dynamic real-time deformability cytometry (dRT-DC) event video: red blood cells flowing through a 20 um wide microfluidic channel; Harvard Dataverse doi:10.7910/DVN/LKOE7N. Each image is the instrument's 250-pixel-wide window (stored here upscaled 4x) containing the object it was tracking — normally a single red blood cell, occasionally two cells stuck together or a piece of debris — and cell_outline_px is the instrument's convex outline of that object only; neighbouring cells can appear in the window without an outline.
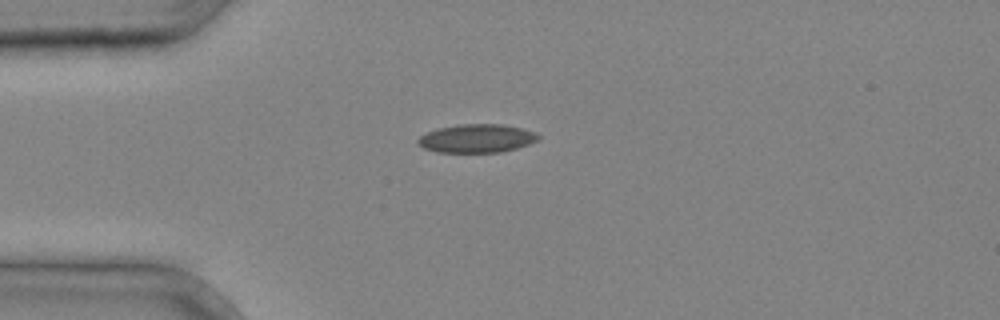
{"species": "common noctule bat (a hibernating species)", "species_latin": "Nyctalus noctula", "temperature_condition": "cold", "stored_images_in_passage": 1, "camera_frame_rate_fps": 3000, "um_per_image_px": 0.085, "animal": {"sex": "male", "body_mass_g": 20.4}, "frame": {"image": 1, "passage_image": 1, "time_ms": 0.0, "image_size_px": [1000, 320], "cell_outline_px": [[540, 140], [516, 148], [500, 152], [436, 152], [424, 148], [416, 144], [416, 140], [420, 136], [428, 132], [440, 128], [460, 124], [504, 124], [520, 128], [532, 132], [540, 136]], "centroid_in_image_um": [40.5, 11.77], "position_along_channel_um": 44.5, "area_um2": 19.83}}